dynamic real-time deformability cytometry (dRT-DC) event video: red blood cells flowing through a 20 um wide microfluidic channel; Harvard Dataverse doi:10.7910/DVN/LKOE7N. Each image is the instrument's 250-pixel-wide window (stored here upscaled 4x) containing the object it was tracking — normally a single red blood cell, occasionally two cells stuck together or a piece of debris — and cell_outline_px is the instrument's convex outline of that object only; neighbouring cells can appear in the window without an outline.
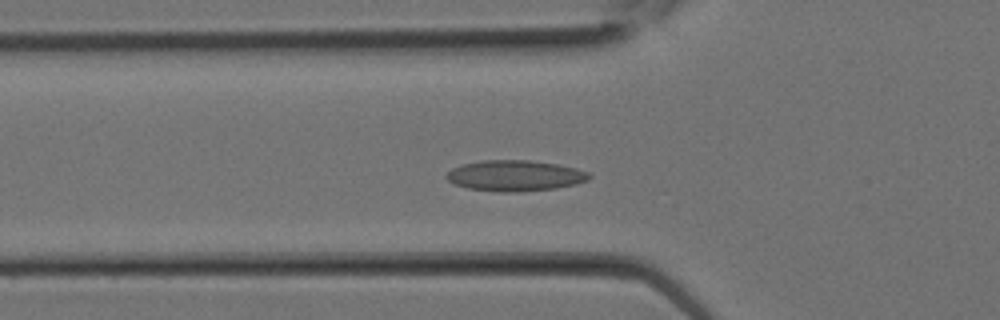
{"species": "Egyptian fruit bat (a non-hibernating species)", "species_latin": "Rousettus aegyptiacus", "temperature_condition": "room temperature", "stored_images_in_passage": 15, "camera_frame_rate_fps": 3000, "um_per_image_px": 0.085, "animal": {"sex": "female"}, "frame": {"image": 1, "passage_image": 8, "time_ms": 2.333, "image_size_px": [1000, 320], "cell_outline_px": [[592, 176], [588, 180], [576, 184], [556, 188], [516, 192], [500, 192], [468, 188], [456, 184], [448, 180], [444, 176], [452, 168], [464, 164], [480, 160], [528, 160], [556, 164], [576, 168], [588, 172]], "centroid_in_image_um": [43.78, 14.93], "position_along_channel_um": 82.0, "area_um2": 25.55}}
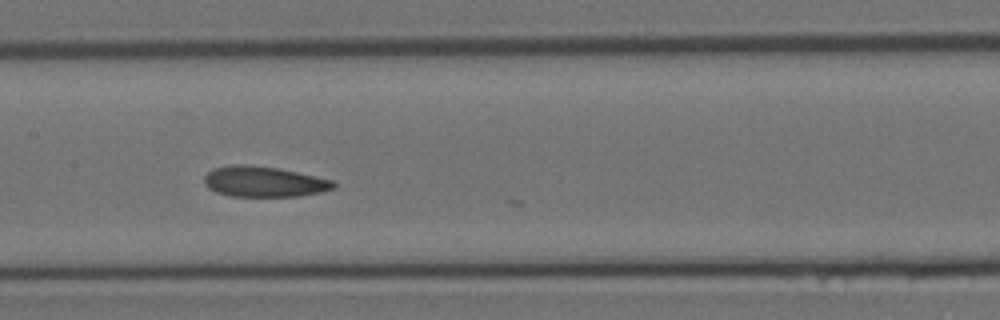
{"frame": {"image": 2, "passage_image": 12, "time_ms": 3.667, "image_size_px": [1000, 320], "cell_outline_px": [[336, 184], [332, 188], [320, 192], [300, 196], [228, 196], [216, 192], [208, 188], [204, 184], [204, 176], [212, 168], [232, 164], [244, 164], [276, 168], [296, 172], [332, 180]], "centroid_in_image_um": [22.36, 15.44], "position_along_channel_um": 185.0, "area_um2": 22.89}}
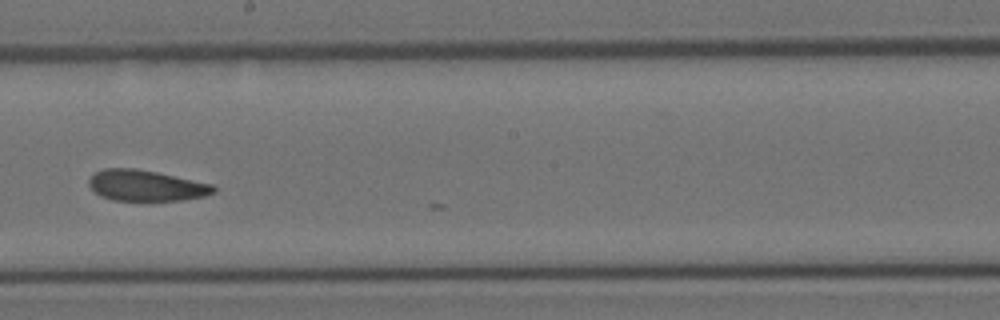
{"frame": {"image": 3, "passage_image": 14, "time_ms": 4.333, "image_size_px": [1000, 320], "cell_outline_px": [[216, 192], [204, 196], [184, 200], [112, 200], [100, 196], [88, 184], [88, 180], [96, 172], [104, 168], [136, 168], [156, 172], [212, 184], [216, 188]], "centroid_in_image_um": [12.41, 15.77], "position_along_channel_um": 235.8, "area_um2": 22.31}}